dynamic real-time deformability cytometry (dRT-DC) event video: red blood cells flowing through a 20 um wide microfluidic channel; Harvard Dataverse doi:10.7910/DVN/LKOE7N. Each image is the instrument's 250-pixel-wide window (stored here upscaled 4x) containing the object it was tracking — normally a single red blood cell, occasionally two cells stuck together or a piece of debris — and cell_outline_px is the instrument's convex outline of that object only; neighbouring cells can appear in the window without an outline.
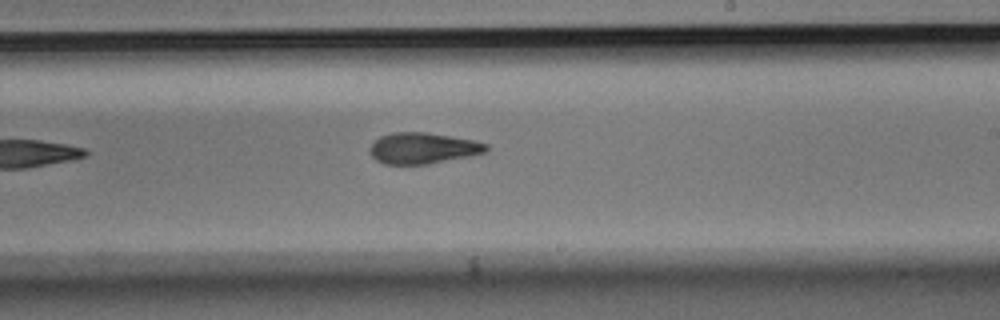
{"species": "Egyptian fruit bat (a non-hibernating species)", "species_latin": "Rousettus aegyptiacus", "temperature_condition": "room temperature", "stored_images_in_passage": 8, "camera_frame_rate_fps": 3000, "um_per_image_px": 0.085, "animal": {"sex": "male"}, "frame": {"image": 1, "passage_image": 8, "time_ms": 2.333, "image_size_px": [1000, 320], "cell_outline_px": [[488, 148], [484, 152], [468, 156], [428, 164], [384, 164], [376, 160], [368, 152], [368, 148], [380, 136], [392, 132], [424, 132], [472, 140], [488, 144]], "centroid_in_image_um": [35.88, 12.6], "position_along_channel_um": 253.1, "area_um2": 20.87}}